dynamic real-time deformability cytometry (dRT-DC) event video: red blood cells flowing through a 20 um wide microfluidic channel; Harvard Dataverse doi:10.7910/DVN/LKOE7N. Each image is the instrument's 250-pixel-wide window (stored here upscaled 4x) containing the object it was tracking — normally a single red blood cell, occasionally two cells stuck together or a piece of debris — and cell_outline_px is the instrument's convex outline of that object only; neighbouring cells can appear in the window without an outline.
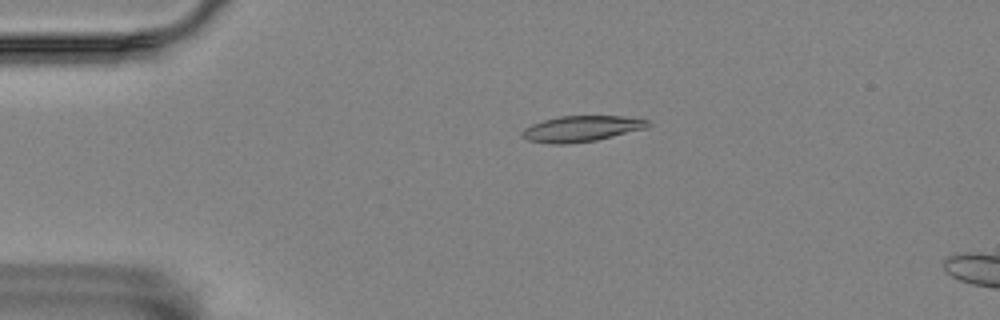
{"species": "Egyptian fruit bat (a non-hibernating species)", "species_latin": "Rousettus aegyptiacus", "temperature_condition": "room temperature", "stored_images_in_passage": 16, "camera_frame_rate_fps": 3000, "um_per_image_px": 0.085, "animal": {"sex": "female"}, "frame": {"image": 1, "passage_image": 12, "time_ms": 3.667, "image_size_px": [1000, 320], "cell_outline_px": [[652, 124], [648, 128], [596, 140], [568, 144], [552, 144], [528, 140], [520, 136], [520, 132], [524, 128], [532, 124], [544, 120], [560, 116], [624, 116], [648, 120]], "centroid_in_image_um": [49.43, 10.94], "position_along_channel_um": 35.6, "area_um2": 19.07}}